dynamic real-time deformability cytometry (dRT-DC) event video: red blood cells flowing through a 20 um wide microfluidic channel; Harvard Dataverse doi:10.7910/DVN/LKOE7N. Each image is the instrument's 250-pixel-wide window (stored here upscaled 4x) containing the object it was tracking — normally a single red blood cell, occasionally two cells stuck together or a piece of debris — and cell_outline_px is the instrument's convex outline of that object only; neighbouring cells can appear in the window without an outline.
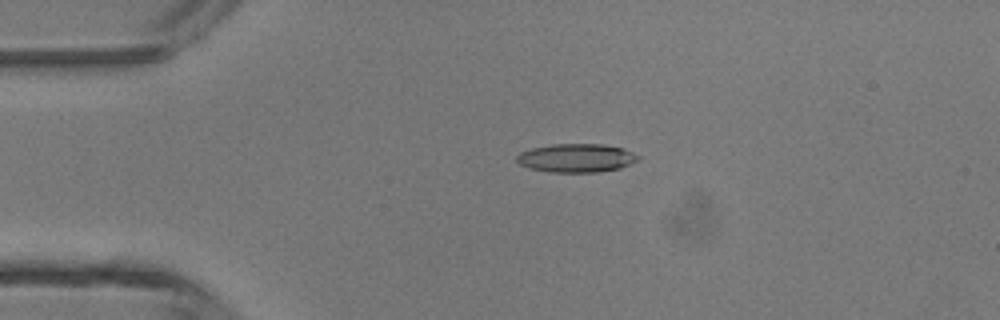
{"species": "common noctule bat (a hibernating species)", "species_latin": "Nyctalus noctula", "temperature_condition": "room temperature", "stored_images_in_passage": 46, "camera_frame_rate_fps": 3000, "um_per_image_px": 0.085, "animal": {"sex": "male", "body_mass_g": 13.3}, "frame": {"image": 1, "passage_image": 10, "time_ms": 3.0, "image_size_px": [1000, 320], "cell_outline_px": [[640, 156], [636, 160], [620, 168], [596, 172], [552, 172], [528, 168], [520, 164], [516, 160], [516, 156], [520, 152], [532, 148], [552, 144], [604, 144], [624, 148]], "centroid_in_image_um": [48.96, 13.42], "position_along_channel_um": 36.0, "area_um2": 20.11}}
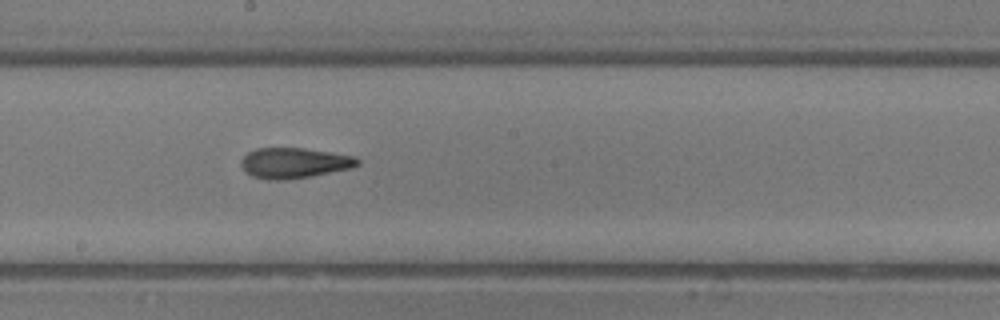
{"frame": {"image": 2, "passage_image": 25, "time_ms": 8.0, "image_size_px": [1000, 320], "cell_outline_px": [[360, 164], [352, 168], [312, 176], [284, 180], [268, 180], [252, 176], [244, 172], [240, 164], [240, 160], [248, 152], [256, 148], [304, 148], [356, 156], [360, 160]], "centroid_in_image_um": [25.0, 13.85], "position_along_channel_um": 223.2, "area_um2": 20.92}}
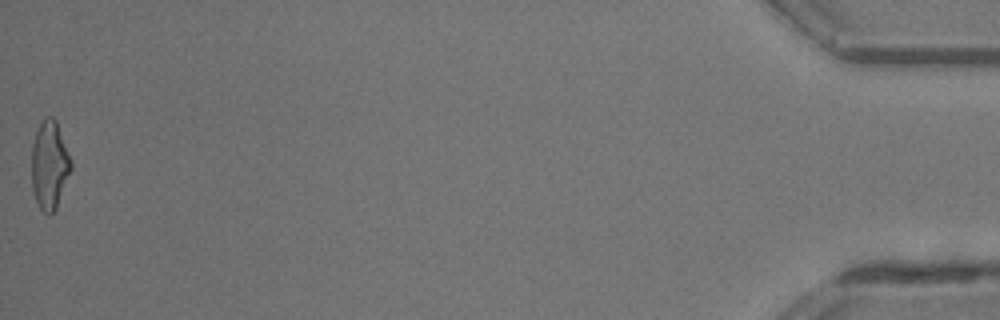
{"frame": {"image": 3, "passage_image": 46, "time_ms": 15.0, "image_size_px": [1000, 320], "cell_outline_px": [[72, 168], [56, 208], [48, 216], [40, 208], [32, 192], [32, 144], [36, 132], [44, 116], [52, 116], [56, 120], [72, 160]], "centroid_in_image_um": [4.21, 14.01], "position_along_channel_um": 431.0, "area_um2": 20.35}, "authors_computed_cell_mechanics": {"area_um2": 20.2589, "velocity_mm_per_s": 4.4556, "shape_relaxation_time_tau1_ms": 4.7985, "shape_relaxation_time_tau2_ms": 2.3749, "deformation_change_tau1": 0.2043, "deformation_change_tau2": 0.1225}}